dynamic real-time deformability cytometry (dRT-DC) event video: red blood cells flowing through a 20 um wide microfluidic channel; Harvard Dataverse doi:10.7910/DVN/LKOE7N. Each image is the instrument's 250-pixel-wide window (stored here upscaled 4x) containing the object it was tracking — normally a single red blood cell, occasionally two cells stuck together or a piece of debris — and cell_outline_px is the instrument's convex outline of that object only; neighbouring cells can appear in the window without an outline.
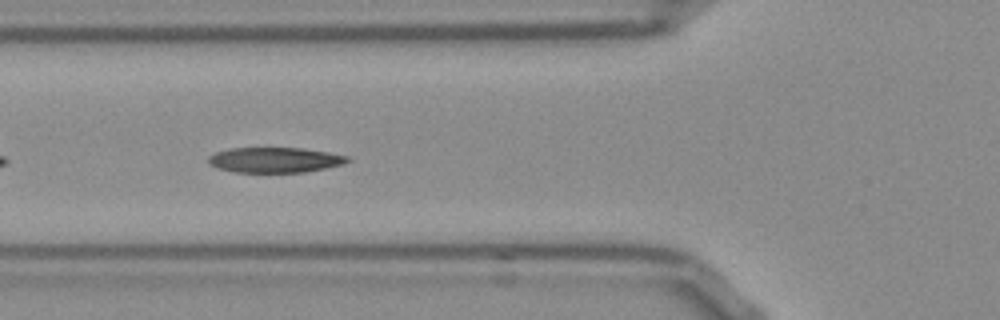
{"species": "Egyptian fruit bat (a non-hibernating species)", "species_latin": "Rousettus aegyptiacus", "temperature_condition": "room temperature", "stored_images_in_passage": 36, "camera_frame_rate_fps": 3000, "um_per_image_px": 0.085, "frame": {"image": 1, "passage_image": 6, "time_ms": 1.667, "image_size_px": [1000, 320], "cell_outline_px": [[352, 160], [344, 164], [304, 172], [236, 172], [216, 168], [208, 164], [208, 156], [216, 152], [232, 148], [304, 148], [352, 156]], "centroid_in_image_um": [23.4, 13.59], "position_along_channel_um": 102.4, "area_um2": 20.63}, "authors_computed_cell_mechanics": {"area_um2": 20.9236, "velocity_mm_per_s": 3.8091, "shape_relaxation_time_tau1_ms": 4.8724, "shape_relaxation_time_tau2_ms": 1.8077, "deformation_change_tau1": 0.1641, "deformation_change_tau2": 0.0813}}